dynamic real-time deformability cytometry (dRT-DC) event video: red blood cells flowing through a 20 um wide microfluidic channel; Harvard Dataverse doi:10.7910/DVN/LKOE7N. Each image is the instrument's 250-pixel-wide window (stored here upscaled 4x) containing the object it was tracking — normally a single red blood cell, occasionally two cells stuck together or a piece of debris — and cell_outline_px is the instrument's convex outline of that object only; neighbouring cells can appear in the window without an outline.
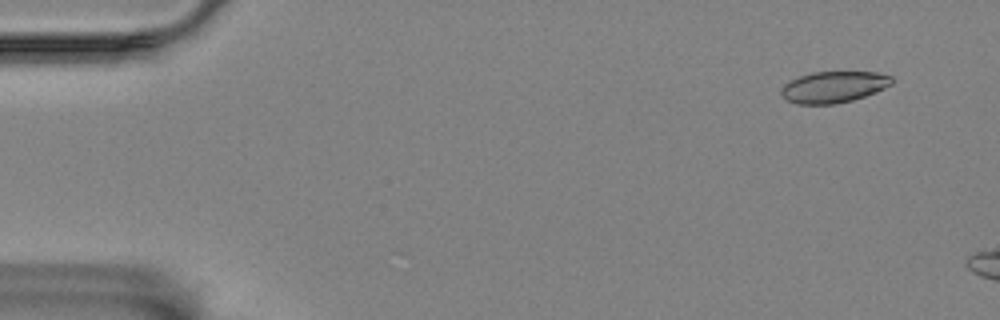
{"species": "Egyptian fruit bat (a non-hibernating species)", "species_latin": "Rousettus aegyptiacus", "temperature_condition": "room temperature", "stored_images_in_passage": 13, "camera_frame_rate_fps": 3000, "um_per_image_px": 0.085, "animal": {"sex": "female"}, "frame": {"image": 1, "passage_image": 4, "time_ms": 1.0, "image_size_px": [1000, 320], "cell_outline_px": [[892, 84], [876, 92], [852, 100], [836, 104], [796, 104], [788, 100], [780, 92], [780, 88], [784, 84], [800, 76], [812, 72], [876, 72], [892, 76]], "centroid_in_image_um": [70.86, 7.39], "position_along_channel_um": 14.1, "area_um2": 20.11}}